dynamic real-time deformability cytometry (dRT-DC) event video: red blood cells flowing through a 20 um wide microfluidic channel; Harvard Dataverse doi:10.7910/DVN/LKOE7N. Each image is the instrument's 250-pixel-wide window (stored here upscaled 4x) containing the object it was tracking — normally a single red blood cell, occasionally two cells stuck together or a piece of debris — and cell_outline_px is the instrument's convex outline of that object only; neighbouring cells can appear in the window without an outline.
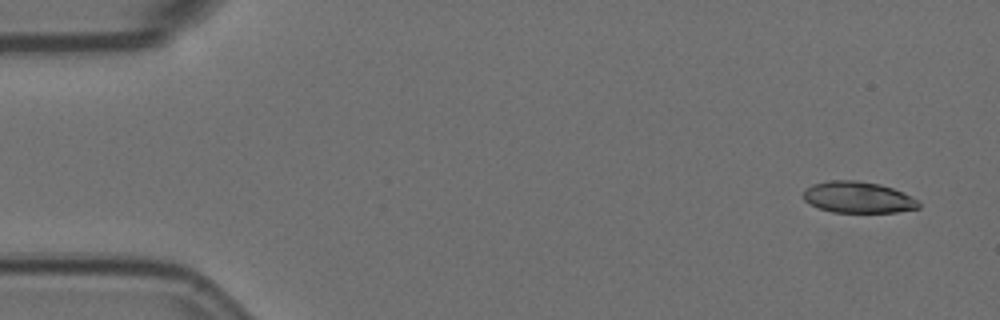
{"species": "Egyptian fruit bat (a non-hibernating species)", "species_latin": "Rousettus aegyptiacus", "temperature_condition": "room temperature", "stored_images_in_passage": 6, "camera_frame_rate_fps": 3000, "um_per_image_px": 0.085, "animal": {"sex": "female"}, "frame": {"image": 1, "passage_image": 1, "time_ms": 0.0, "image_size_px": [1000, 320], "cell_outline_px": [[920, 208], [896, 212], [832, 212], [808, 204], [804, 200], [804, 192], [812, 184], [832, 180], [856, 180], [880, 184], [892, 188], [920, 200]], "centroid_in_image_um": [72.95, 16.77], "position_along_channel_um": 12.0, "area_um2": 21.04}}
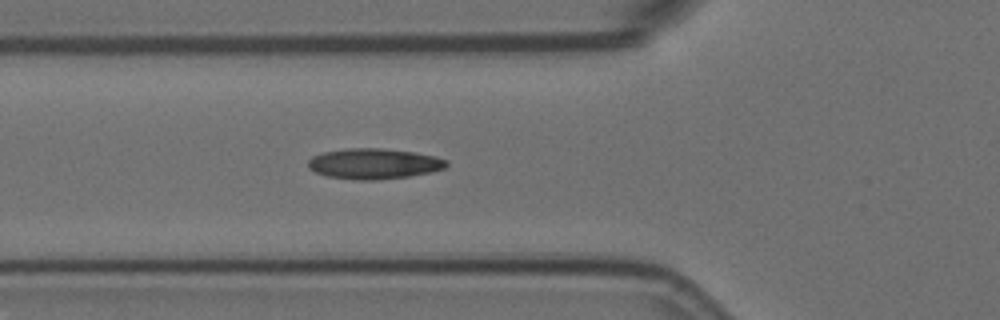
{"frame": {"image": 2, "passage_image": 6, "time_ms": 1.667, "image_size_px": [1000, 320], "cell_outline_px": [[448, 164], [444, 168], [432, 172], [408, 176], [376, 180], [360, 180], [328, 176], [316, 172], [308, 168], [308, 160], [312, 156], [324, 152], [344, 148], [380, 148], [412, 152], [436, 156], [448, 160]], "centroid_in_image_um": [31.79, 13.91], "position_along_channel_um": 94.0, "area_um2": 24.57}}